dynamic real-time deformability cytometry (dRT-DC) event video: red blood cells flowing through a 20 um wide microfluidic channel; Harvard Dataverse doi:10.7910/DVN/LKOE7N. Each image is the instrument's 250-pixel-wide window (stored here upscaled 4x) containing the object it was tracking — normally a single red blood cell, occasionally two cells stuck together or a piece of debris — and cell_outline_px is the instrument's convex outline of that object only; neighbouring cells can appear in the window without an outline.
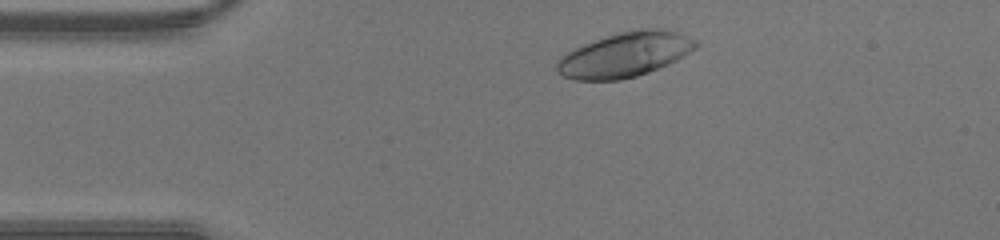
{"species": "human", "species_latin": "Homo sapiens", "temperature_condition": "warm", "stored_images_in_passage": 34, "camera_frame_rate_fps": 3000, "um_per_image_px": 0.085, "donor": {"sex": "male"}, "frame": {"image": 1, "passage_image": 3, "time_ms": 0.667, "image_size_px": [1000, 240], "cell_outline_px": [[700, 44], [696, 48], [676, 60], [668, 64], [648, 72], [636, 76], [620, 80], [576, 80], [564, 76], [556, 72], [556, 60], [560, 56], [572, 48], [620, 32], [636, 28], [664, 28], [688, 36], [696, 40]], "centroid_in_image_um": [53.1, 4.64], "position_along_channel_um": 31.9, "area_um2": 36.3}}
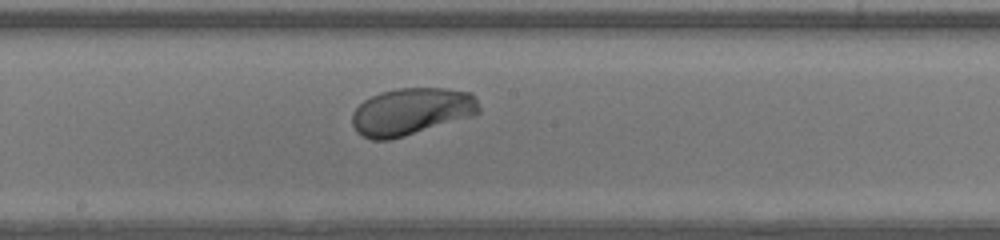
{"frame": {"image": 2, "passage_image": 18, "time_ms": 5.667, "image_size_px": [1000, 240], "cell_outline_px": [[480, 112], [472, 116], [404, 136], [388, 140], [372, 140], [356, 132], [352, 124], [352, 112], [364, 100], [380, 92], [396, 88], [444, 88], [472, 92], [480, 108]], "centroid_in_image_um": [34.95, 9.47], "position_along_channel_um": 213.2, "area_um2": 34.85}}
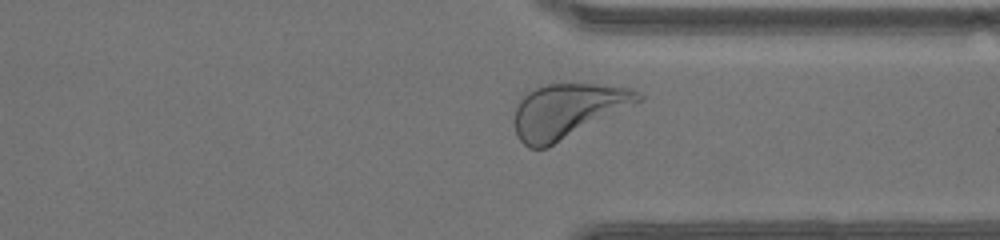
{"frame": {"image": 3, "passage_image": 28, "time_ms": 9.0, "image_size_px": [1000, 240], "cell_outline_px": [[644, 96], [640, 100], [548, 148], [528, 148], [520, 140], [516, 132], [516, 108], [524, 92], [548, 84], [596, 84], [628, 88]], "centroid_in_image_um": [48.18, 9.42], "position_along_channel_um": 363.2, "area_um2": 38.21}}